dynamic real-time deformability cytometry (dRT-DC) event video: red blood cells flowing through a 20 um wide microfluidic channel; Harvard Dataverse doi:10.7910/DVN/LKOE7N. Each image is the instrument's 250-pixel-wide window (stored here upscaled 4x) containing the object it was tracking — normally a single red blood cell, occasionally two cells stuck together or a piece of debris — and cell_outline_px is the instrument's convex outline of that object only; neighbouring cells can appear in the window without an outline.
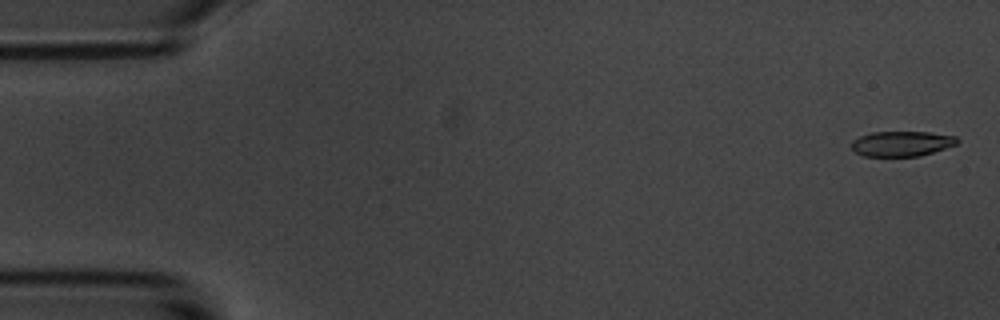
{"species": "common noctule bat (a hibernating species)", "species_latin": "Nyctalus noctula", "temperature_condition": "room temperature", "stored_images_in_passage": 10, "camera_frame_rate_fps": 3000, "um_per_image_px": 0.085, "animal": {"sex": "male", "body_mass_g": 20.1, "forearm_length_mm": 53.5}, "frame": {"image": 1, "passage_image": 1, "time_ms": 0.0, "image_size_px": [1000, 320], "cell_outline_px": [[960, 140], [956, 144], [920, 156], [864, 156], [856, 152], [852, 148], [852, 140], [860, 136], [872, 132], [928, 132], [956, 136]], "centroid_in_image_um": [76.64, 12.2], "position_along_channel_um": 8.4, "area_um2": 15.37}}
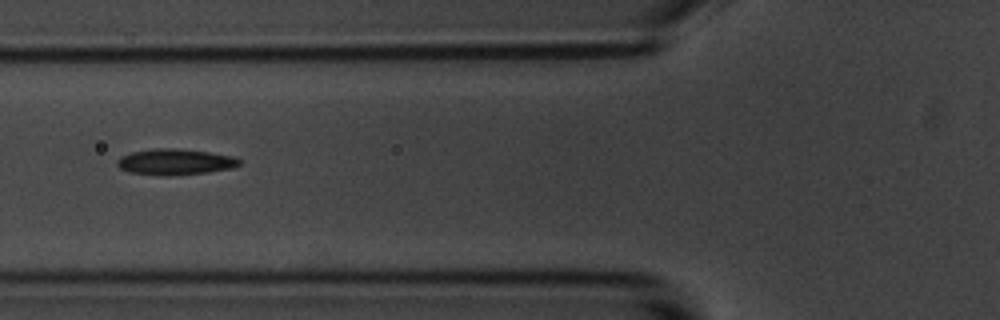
{"frame": {"image": 2, "passage_image": 6, "time_ms": 6.667, "image_size_px": [1000, 320], "cell_outline_px": [[240, 164], [232, 168], [208, 172], [164, 176], [128, 172], [120, 168], [116, 164], [116, 160], [120, 156], [132, 152], [152, 148], [180, 148], [208, 152], [232, 156], [240, 160]], "centroid_in_image_um": [14.84, 13.75], "position_along_channel_um": 111.0, "area_um2": 18.55}}
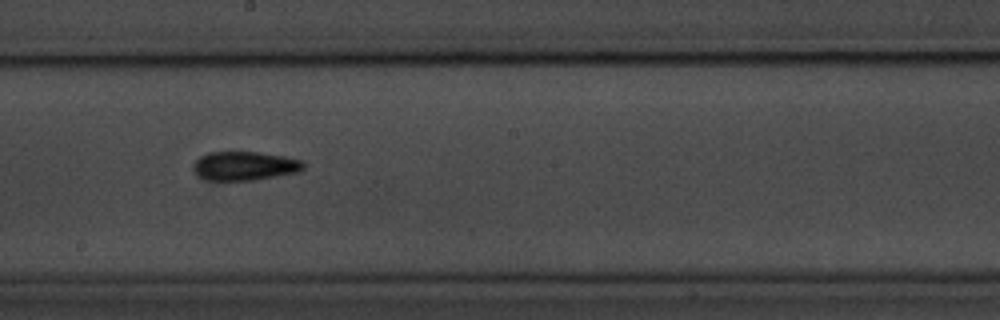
{"frame": {"image": 3, "passage_image": 9, "time_ms": 10.0, "image_size_px": [1000, 320], "cell_outline_px": [[304, 168], [296, 172], [252, 180], [208, 180], [200, 176], [192, 168], [192, 164], [200, 156], [208, 152], [260, 152], [284, 156], [300, 160], [304, 164]], "centroid_in_image_um": [20.76, 14.09], "position_along_channel_um": 227.4, "area_um2": 18.32}}